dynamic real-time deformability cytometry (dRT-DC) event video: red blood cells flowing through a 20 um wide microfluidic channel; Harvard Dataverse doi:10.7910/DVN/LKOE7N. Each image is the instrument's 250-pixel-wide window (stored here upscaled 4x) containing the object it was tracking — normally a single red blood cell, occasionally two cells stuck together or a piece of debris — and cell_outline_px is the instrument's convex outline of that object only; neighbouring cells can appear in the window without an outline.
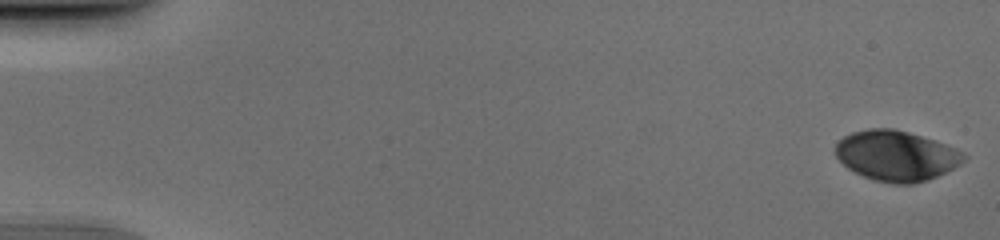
{"species": "human", "species_latin": "Homo sapiens", "temperature_condition": "cold", "stored_images_in_passage": 46, "camera_frame_rate_fps": 3000, "um_per_image_px": 0.085, "donor": {"sex": "male"}, "frame": {"image": 1, "passage_image": 1, "time_ms": 0.0, "image_size_px": [1000, 240], "cell_outline_px": [[968, 156], [960, 164], [928, 180], [912, 184], [892, 184], [872, 180], [848, 168], [836, 156], [836, 144], [844, 136], [852, 132], [872, 128], [892, 128], [908, 132], [932, 140], [952, 148]], "centroid_in_image_um": [76.15, 13.25], "position_along_channel_um": 8.9, "area_um2": 37.05}}
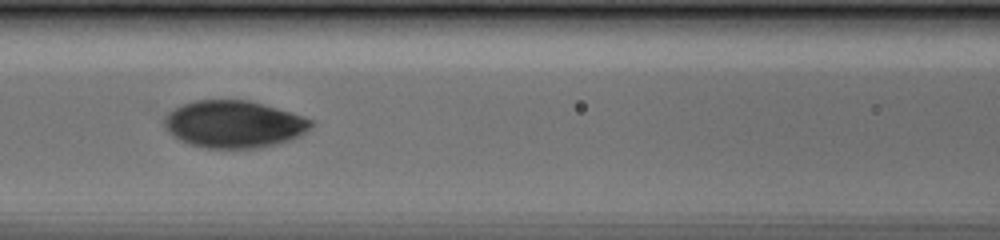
{"frame": {"image": 2, "passage_image": 24, "time_ms": 7.667, "image_size_px": [1000, 240], "cell_outline_px": [[312, 124], [300, 136], [276, 144], [260, 148], [208, 148], [188, 144], [172, 136], [164, 128], [164, 116], [168, 112], [192, 100], [248, 100], [276, 108], [312, 120]], "centroid_in_image_um": [19.81, 10.56], "position_along_channel_um": 146.8, "area_um2": 40.11}}
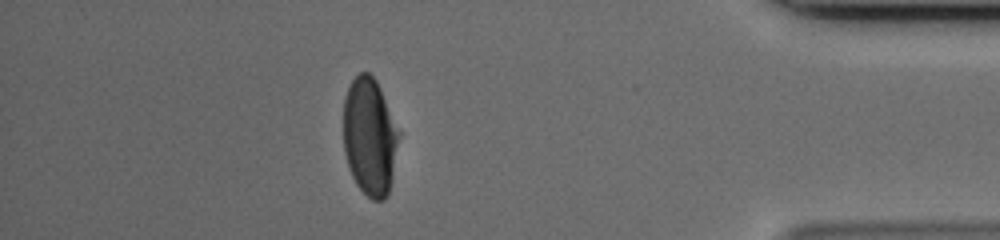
{"frame": {"image": 3, "passage_image": 46, "time_ms": 15.0, "image_size_px": [1000, 240], "cell_outline_px": [[400, 136], [388, 196], [384, 200], [372, 200], [356, 184], [348, 168], [344, 152], [344, 96], [352, 80], [360, 72], [368, 72], [376, 80], [380, 88], [400, 132]], "centroid_in_image_um": [31.42, 11.63], "position_along_channel_um": 403.8, "area_um2": 38.09}}